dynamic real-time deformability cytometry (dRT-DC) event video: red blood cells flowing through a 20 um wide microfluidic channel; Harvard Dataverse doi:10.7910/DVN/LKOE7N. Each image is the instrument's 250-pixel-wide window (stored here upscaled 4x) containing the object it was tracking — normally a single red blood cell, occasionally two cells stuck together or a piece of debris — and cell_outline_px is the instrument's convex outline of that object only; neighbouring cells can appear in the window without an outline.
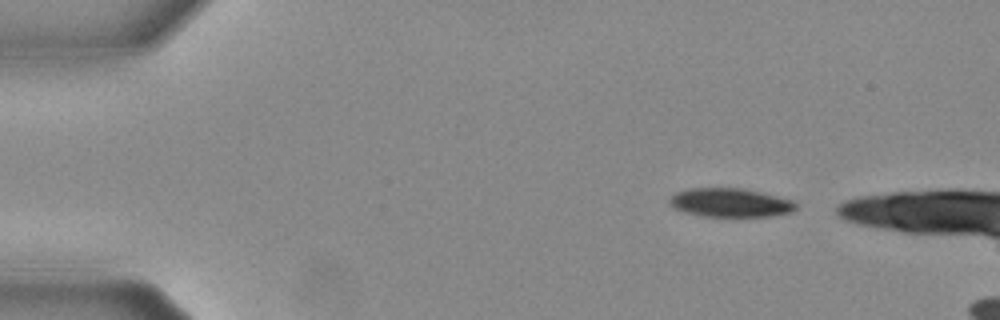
{"species": "Egyptian fruit bat (a non-hibernating species)", "species_latin": "Rousettus aegyptiacus", "temperature_condition": "warm", "stored_images_in_passage": 9, "camera_frame_rate_fps": 3000, "um_per_image_px": 0.085, "animal": {"sex": "female"}, "frame": {"image": 1, "passage_image": 1, "time_ms": 0.0, "image_size_px": [1000, 320], "cell_outline_px": [[796, 208], [792, 212], [768, 216], [704, 216], [684, 212], [672, 208], [668, 204], [668, 200], [676, 192], [688, 188], [744, 188], [796, 200]], "centroid_in_image_um": [62.07, 17.21], "position_along_channel_um": 22.9, "area_um2": 21.39}}